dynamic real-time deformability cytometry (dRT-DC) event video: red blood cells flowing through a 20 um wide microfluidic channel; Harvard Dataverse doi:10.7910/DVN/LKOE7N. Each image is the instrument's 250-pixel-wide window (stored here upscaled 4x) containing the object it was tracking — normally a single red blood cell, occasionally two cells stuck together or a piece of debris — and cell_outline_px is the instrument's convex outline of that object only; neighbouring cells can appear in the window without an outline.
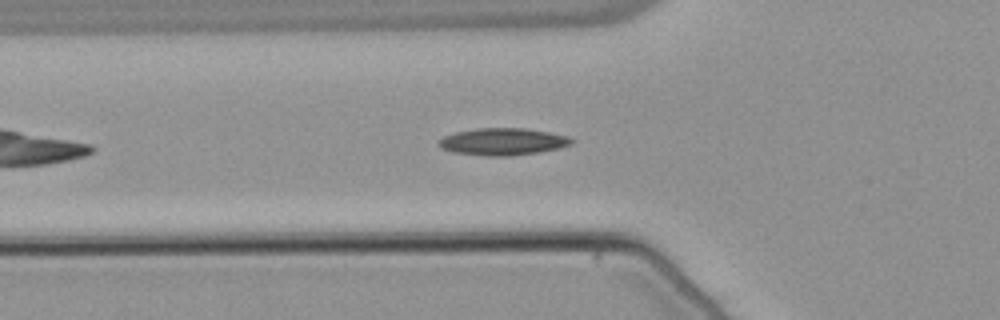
{"species": "common noctule bat (a hibernating species)", "species_latin": "Nyctalus noctula", "temperature_condition": "warm", "stored_images_in_passage": 44, "segment_of_instrument_passage": [1, 2], "camera_frame_rate_fps": 3000, "um_per_image_px": 0.085, "animal": {"sex": "male", "body_mass_g": 21.5, "forearm_length_mm": 52.0}, "frame": {"image": 1, "passage_image": 8, "time_ms": 2.333, "image_size_px": [1000, 320], "cell_outline_px": [[572, 144], [560, 148], [540, 152], [508, 156], [484, 156], [452, 152], [440, 148], [436, 144], [444, 136], [456, 132], [476, 128], [524, 128], [548, 132], [568, 136], [572, 140]], "centroid_in_image_um": [42.71, 12.05], "position_along_channel_um": 83.1, "area_um2": 21.04}}
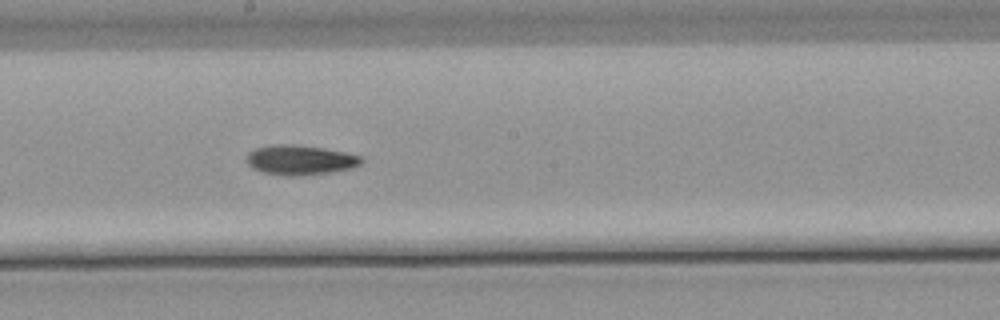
{"frame": {"image": 2, "passage_image": 19, "time_ms": 6.0, "image_size_px": [1000, 320], "cell_outline_px": [[364, 160], [360, 164], [352, 168], [332, 172], [300, 176], [288, 176], [264, 172], [252, 168], [248, 164], [248, 152], [256, 148], [272, 144], [284, 144], [324, 148], [344, 152], [360, 156]], "centroid_in_image_um": [25.52, 13.6], "position_along_channel_um": 222.7, "area_um2": 19.77}}
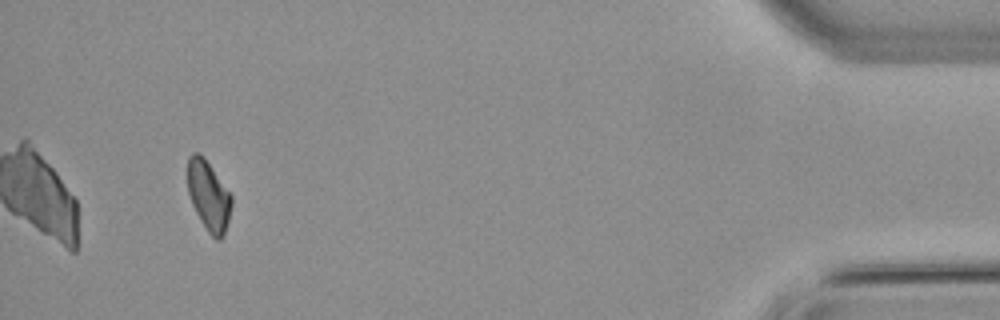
{"frame": {"image": 3, "passage_image": 40, "time_ms": 13.0, "image_size_px": [1000, 320], "cell_outline_px": [[232, 204], [228, 220], [224, 232], [220, 240], [216, 240], [208, 232], [200, 220], [192, 204], [188, 192], [188, 156], [192, 152], [196, 152], [204, 156], [232, 196]], "centroid_in_image_um": [17.72, 16.62], "position_along_channel_um": 417.5, "area_um2": 17.74}}